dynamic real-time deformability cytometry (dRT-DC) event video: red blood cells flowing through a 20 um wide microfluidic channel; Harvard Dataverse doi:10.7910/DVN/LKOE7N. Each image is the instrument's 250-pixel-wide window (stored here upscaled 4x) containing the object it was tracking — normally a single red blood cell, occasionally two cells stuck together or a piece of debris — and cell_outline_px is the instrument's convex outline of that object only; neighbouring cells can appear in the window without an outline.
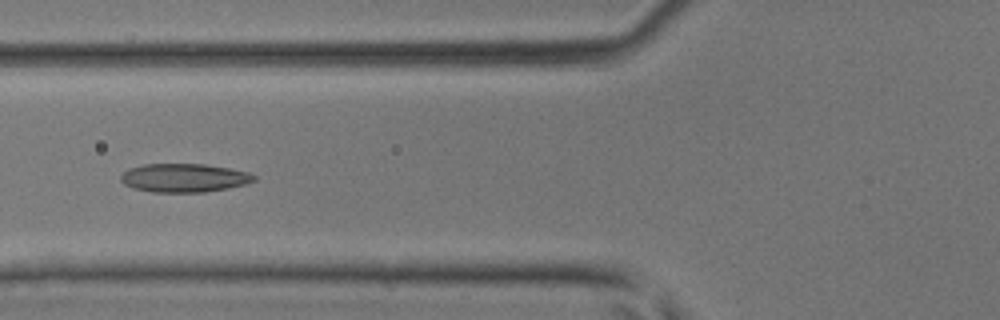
{"species": "common noctule bat (a hibernating species)", "species_latin": "Nyctalus noctula", "temperature_condition": "room temperature", "stored_images_in_passage": 33, "camera_frame_rate_fps": 3000, "um_per_image_px": 0.085, "animal": {"sex": "male", "body_mass_g": 17.9, "forearm_length_mm": 54.2}, "frame": {"image": 1, "passage_image": 11, "time_ms": 3.333, "image_size_px": [1000, 320], "cell_outline_px": [[256, 180], [244, 184], [228, 188], [204, 192], [152, 192], [132, 188], [124, 184], [120, 180], [120, 176], [128, 168], [144, 164], [204, 164], [228, 168], [248, 172], [256, 176]], "centroid_in_image_um": [15.62, 15.12], "position_along_channel_um": 110.2, "area_um2": 22.2}}
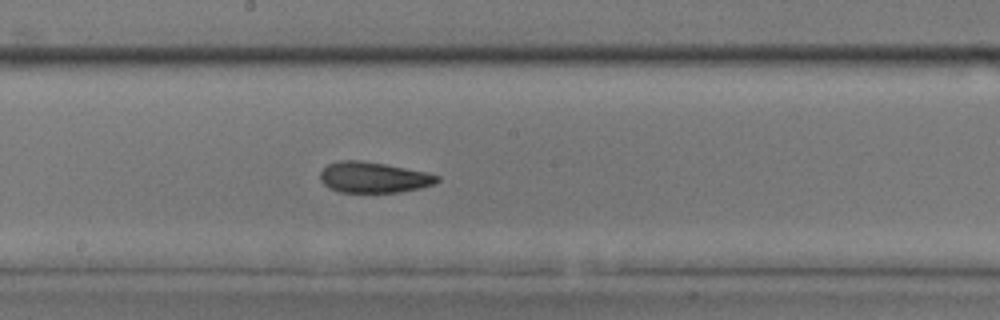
{"frame": {"image": 2, "passage_image": 18, "time_ms": 5.667, "image_size_px": [1000, 320], "cell_outline_px": [[440, 180], [432, 184], [420, 188], [400, 192], [340, 192], [328, 188], [320, 180], [320, 172], [328, 164], [340, 160], [360, 160], [384, 164], [424, 172], [440, 176]], "centroid_in_image_um": [31.71, 15.08], "position_along_channel_um": 216.5, "area_um2": 20.81}}
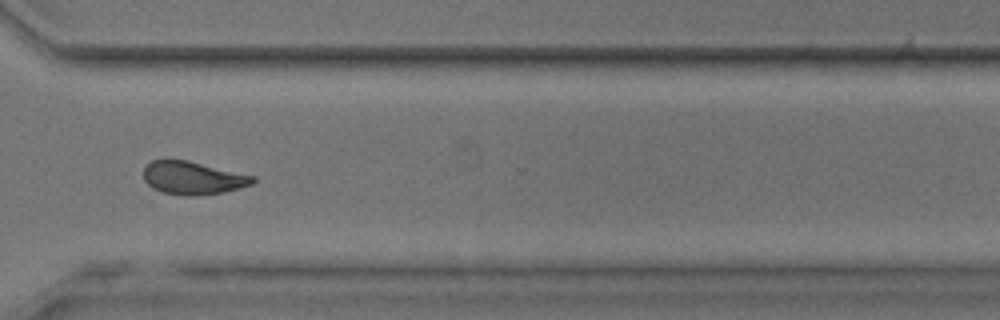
{"frame": {"image": 3, "passage_image": 27, "time_ms": 8.667, "image_size_px": [1000, 320], "cell_outline_px": [[256, 180], [252, 184], [224, 192], [192, 196], [184, 196], [164, 192], [152, 188], [144, 180], [144, 164], [152, 160], [164, 156], [188, 160], [256, 176]], "centroid_in_image_um": [16.34, 15.08], "position_along_channel_um": 354.3, "area_um2": 21.62}}